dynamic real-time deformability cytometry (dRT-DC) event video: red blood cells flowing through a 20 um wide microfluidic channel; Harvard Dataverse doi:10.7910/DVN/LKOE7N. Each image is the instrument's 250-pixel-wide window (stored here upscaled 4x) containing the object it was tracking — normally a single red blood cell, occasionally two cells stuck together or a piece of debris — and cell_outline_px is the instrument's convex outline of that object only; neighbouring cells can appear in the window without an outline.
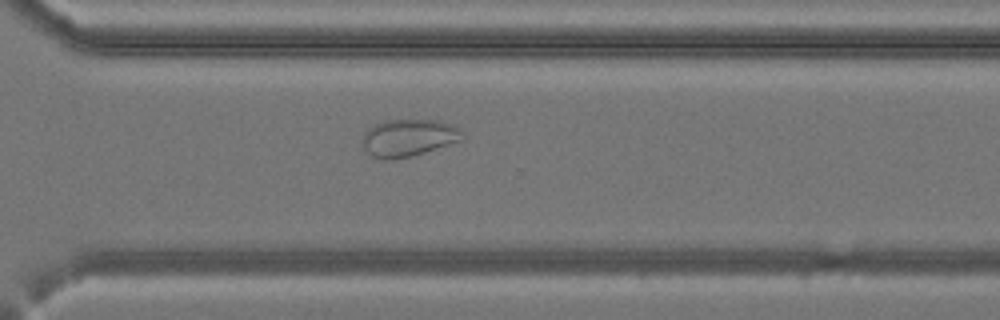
{"species": "common noctule bat (a hibernating species)", "species_latin": "Nyctalus noctula", "temperature_condition": "cold", "stored_images_in_passage": 37, "camera_frame_rate_fps": 3000, "um_per_image_px": 0.085, "animal": {"sex": "female", "body_mass_g": 24.6, "forearm_length_mm": 56.2}, "frame": {"image": 1, "passage_image": 29, "time_ms": 9.333, "image_size_px": [1000, 320], "cell_outline_px": [[464, 140], [412, 156], [392, 160], [384, 160], [372, 156], [364, 148], [360, 140], [364, 132], [368, 128], [384, 120], [440, 120], [456, 124], [464, 132]], "centroid_in_image_um": [34.76, 11.7], "position_along_channel_um": 335.8, "area_um2": 22.25}}